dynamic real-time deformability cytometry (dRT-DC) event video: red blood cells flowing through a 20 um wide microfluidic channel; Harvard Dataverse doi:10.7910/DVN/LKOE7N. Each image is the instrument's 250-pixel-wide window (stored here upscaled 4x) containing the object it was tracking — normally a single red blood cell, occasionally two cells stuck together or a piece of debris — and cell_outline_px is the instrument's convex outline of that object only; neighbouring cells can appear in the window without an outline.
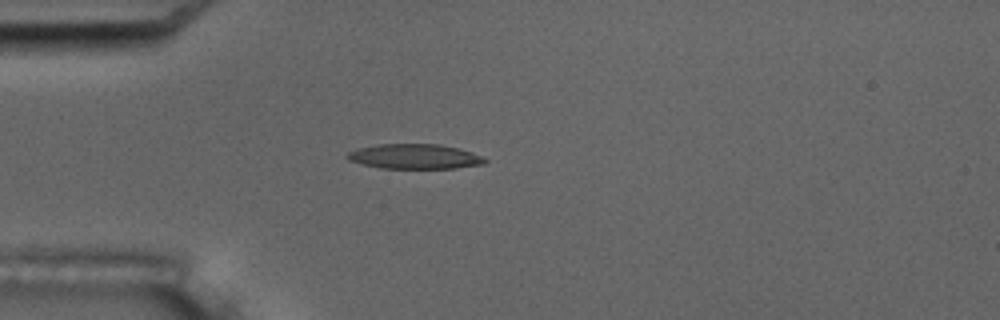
{"species": "common noctule bat (a hibernating species)", "species_latin": "Nyctalus noctula", "temperature_condition": "room temperature", "stored_images_in_passage": 5, "camera_frame_rate_fps": 3000, "um_per_image_px": 0.085, "animal": {"sex": "male", "body_mass_g": 17.5, "forearm_length_mm": 52.3}, "frame": {"image": 1, "passage_image": 4, "time_ms": 3.333, "image_size_px": [1000, 320], "cell_outline_px": [[488, 160], [484, 164], [456, 168], [380, 168], [348, 160], [344, 156], [348, 152], [356, 148], [380, 144], [440, 144], [472, 152]], "centroid_in_image_um": [35.22, 13.3], "position_along_channel_um": 49.8, "area_um2": 19.88}}